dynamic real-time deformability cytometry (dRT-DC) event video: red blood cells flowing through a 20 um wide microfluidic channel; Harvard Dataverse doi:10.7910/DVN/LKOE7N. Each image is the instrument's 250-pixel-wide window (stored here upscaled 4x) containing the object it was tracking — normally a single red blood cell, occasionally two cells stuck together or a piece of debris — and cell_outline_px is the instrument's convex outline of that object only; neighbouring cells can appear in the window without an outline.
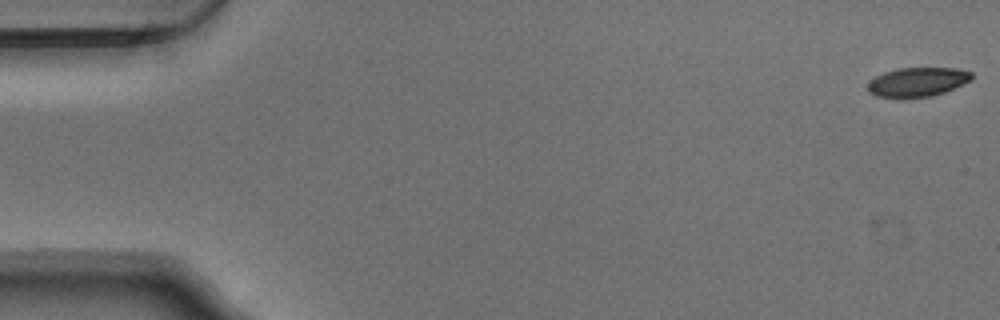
{"species": "Egyptian fruit bat (a non-hibernating species)", "species_latin": "Rousettus aegyptiacus", "temperature_condition": "warm", "stored_images_in_passage": 54, "camera_frame_rate_fps": 3000, "um_per_image_px": 0.085, "animal": {"sex": "male"}, "frame": {"image": 1, "passage_image": 1, "time_ms": 0.0, "image_size_px": [1000, 320], "cell_outline_px": [[972, 80], [964, 84], [944, 92], [932, 96], [904, 100], [900, 100], [876, 96], [868, 92], [868, 84], [876, 76], [884, 72], [896, 68], [956, 68], [972, 72]], "centroid_in_image_um": [77.97, 7.0], "position_along_channel_um": 7.0, "area_um2": 18.21}}
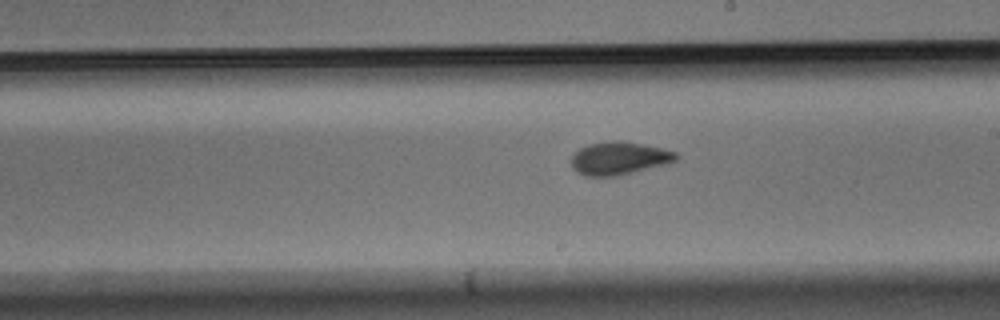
{"frame": {"image": 2, "passage_image": 31, "time_ms": 10.0, "image_size_px": [1000, 320], "cell_outline_px": [[680, 156], [676, 160], [668, 164], [612, 176], [584, 176], [572, 168], [572, 156], [580, 148], [588, 144], [616, 140], [624, 140], [660, 148], [676, 152]], "centroid_in_image_um": [52.63, 13.44], "position_along_channel_um": 236.4, "area_um2": 19.94}}
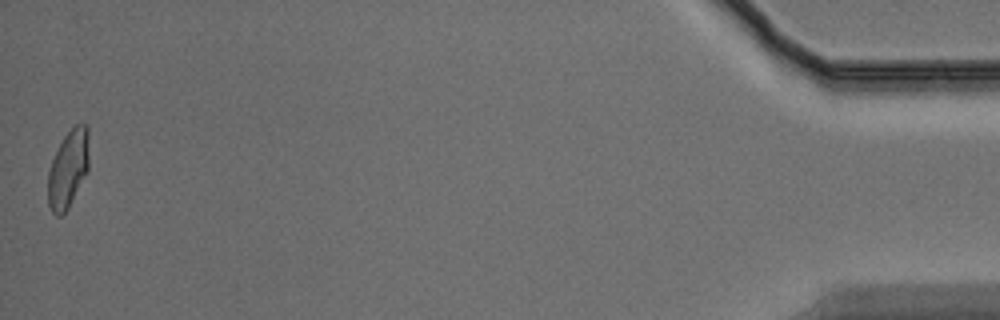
{"frame": {"image": 3, "passage_image": 54, "time_ms": 17.667, "image_size_px": [1000, 320], "cell_outline_px": [[88, 168], [68, 208], [60, 216], [56, 216], [52, 212], [48, 204], [48, 172], [52, 160], [64, 136], [76, 124], [88, 124]], "centroid_in_image_um": [5.78, 14.35], "position_along_channel_um": 429.4, "area_um2": 18.21}, "authors_computed_cell_mechanics": {"area_um2": 19.1607, "velocity_mm_per_s": 3.7412, "shape_relaxation_time_tau1_ms": 4.9688, "shape_relaxation_time_tau2_ms": 1.7068, "deformation_change_tau1": 0.1531, "deformation_change_tau2": 0.0739}}